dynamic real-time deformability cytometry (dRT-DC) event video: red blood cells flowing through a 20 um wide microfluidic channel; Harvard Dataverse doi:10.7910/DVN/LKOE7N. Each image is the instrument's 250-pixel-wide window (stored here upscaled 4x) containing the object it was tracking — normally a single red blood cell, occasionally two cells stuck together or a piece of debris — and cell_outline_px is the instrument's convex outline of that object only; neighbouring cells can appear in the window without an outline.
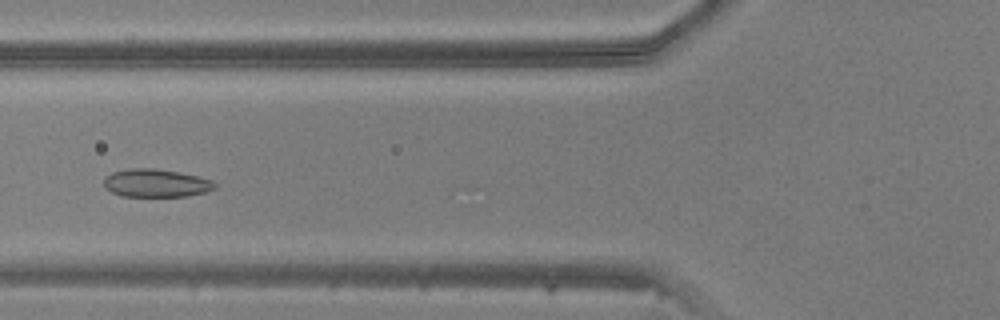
{"species": "common noctule bat (a hibernating species)", "species_latin": "Nyctalus noctula", "temperature_condition": "warm", "stored_images_in_passage": 47, "camera_frame_rate_fps": 3000, "um_per_image_px": 0.085, "animal": {"sex": "male", "body_mass_g": 20.5, "forearm_length_mm": 52.5}, "frame": {"image": 1, "passage_image": 17, "time_ms": 5.333, "image_size_px": [1000, 320], "cell_outline_px": [[216, 188], [208, 192], [188, 196], [120, 196], [104, 188], [104, 176], [112, 172], [128, 168], [156, 168], [180, 172], [212, 180], [216, 184]], "centroid_in_image_um": [13.25, 15.56], "position_along_channel_um": 112.6, "area_um2": 18.38}}
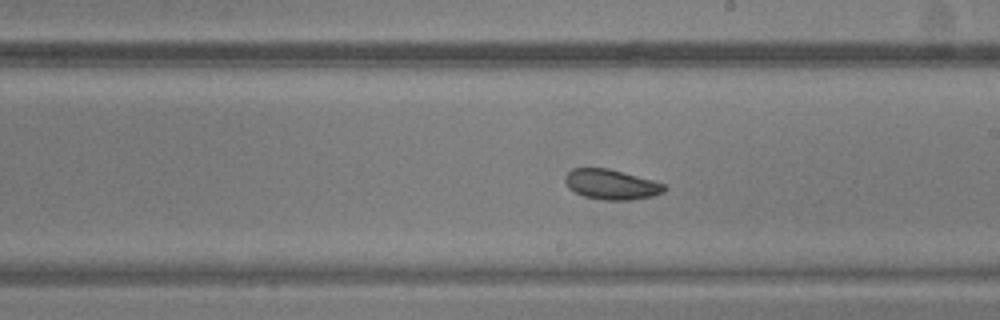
{"frame": {"image": 2, "passage_image": 26, "time_ms": 8.333, "image_size_px": [1000, 320], "cell_outline_px": [[668, 188], [664, 192], [652, 196], [632, 200], [604, 200], [584, 196], [568, 188], [564, 180], [564, 176], [572, 168], [608, 168], [652, 180], [664, 184]], "centroid_in_image_um": [51.95, 15.68], "position_along_channel_um": 237.0, "area_um2": 17.4}}
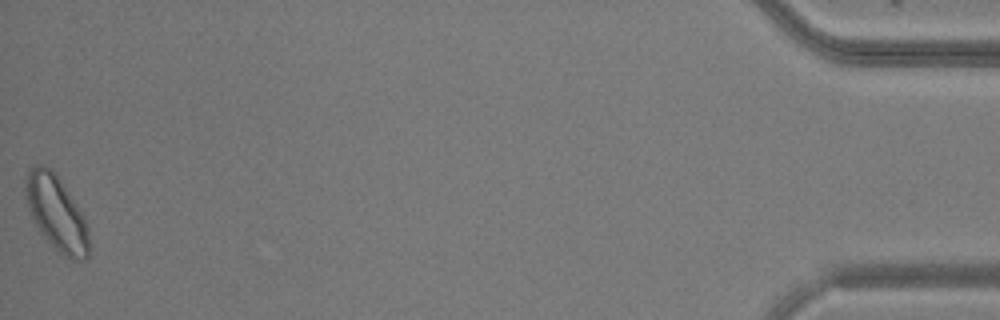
{"frame": {"image": 3, "passage_image": 47, "time_ms": 15.333, "image_size_px": [1000, 320], "cell_outline_px": [[88, 256], [84, 260], [72, 260], [64, 256], [40, 232], [28, 208], [24, 192], [28, 168], [36, 164], [44, 164], [56, 172], [84, 216], [88, 224]], "centroid_in_image_um": [4.79, 18.06], "position_along_channel_um": 430.4, "area_um2": 27.63}}